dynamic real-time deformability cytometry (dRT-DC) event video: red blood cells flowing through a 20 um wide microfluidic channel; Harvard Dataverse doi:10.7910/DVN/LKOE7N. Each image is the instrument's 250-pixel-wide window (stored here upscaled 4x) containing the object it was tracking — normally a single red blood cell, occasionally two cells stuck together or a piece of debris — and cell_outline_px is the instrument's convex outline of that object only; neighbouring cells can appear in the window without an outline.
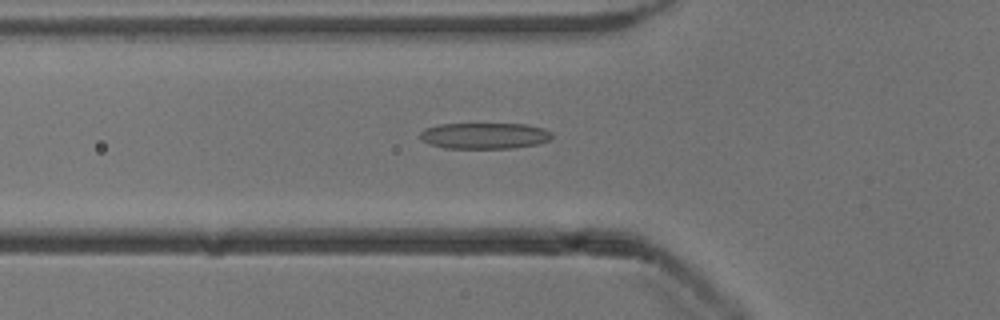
{"species": "common noctule bat (a hibernating species)", "species_latin": "Nyctalus noctula", "temperature_condition": "cold", "stored_images_in_passage": 52, "camera_frame_rate_fps": 3000, "um_per_image_px": 0.085, "animal": {"sex": "male", "body_mass_g": 13.3}, "frame": {"image": 1, "passage_image": 18, "time_ms": 5.667, "image_size_px": [1000, 320], "cell_outline_px": [[552, 136], [548, 140], [536, 144], [512, 148], [444, 148], [428, 144], [420, 136], [420, 132], [424, 128], [440, 124], [524, 124], [544, 128], [552, 132]], "centroid_in_image_um": [41.17, 11.53], "position_along_channel_um": 84.6, "area_um2": 20.0}}
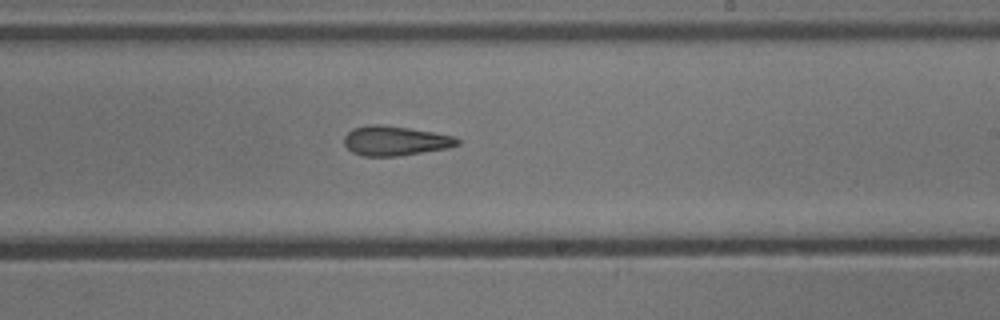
{"frame": {"image": 2, "passage_image": 31, "time_ms": 10.0, "image_size_px": [1000, 320], "cell_outline_px": [[460, 144], [448, 148], [400, 156], [364, 156], [352, 152], [344, 144], [344, 136], [352, 128], [368, 124], [380, 124], [408, 128], [456, 136], [460, 140]], "centroid_in_image_um": [33.59, 11.96], "position_along_channel_um": 255.4, "area_um2": 19.65}}
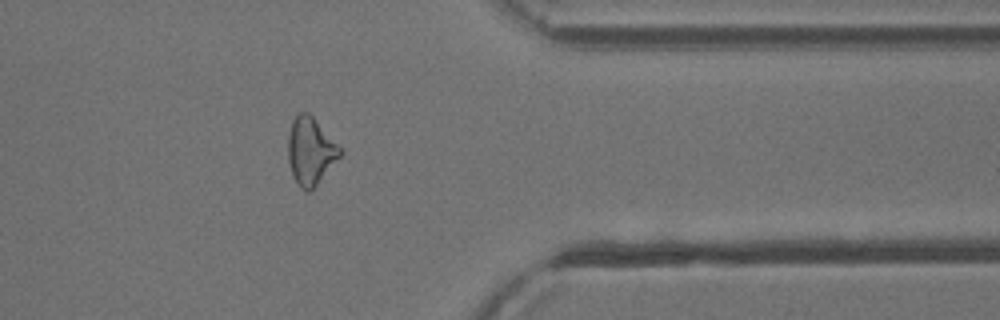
{"frame": {"image": 3, "passage_image": 42, "time_ms": 13.667, "image_size_px": [1000, 320], "cell_outline_px": [[344, 152], [316, 184], [308, 192], [304, 192], [300, 188], [292, 176], [288, 160], [288, 136], [292, 120], [300, 112], [308, 112], [312, 116]], "centroid_in_image_um": [26.36, 12.85], "position_along_channel_um": 385.0, "area_um2": 20.11}, "authors_computed_cell_mechanics": {"area_um2": 20.2589, "velocity_mm_per_s": 3.9169, "shape_relaxation_time_tau1_ms": 5.8618, "shape_relaxation_time_tau2_ms": 2.2717, "deformation_change_tau1": 0.1571, "deformation_change_tau2": 0.1236}}